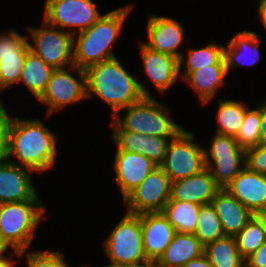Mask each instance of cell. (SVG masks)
Masks as SVG:
<instances>
[{
  "label": "cell",
  "instance_id": "cell-38",
  "mask_svg": "<svg viewBox=\"0 0 266 267\" xmlns=\"http://www.w3.org/2000/svg\"><path fill=\"white\" fill-rule=\"evenodd\" d=\"M260 117H261V126H260V143L266 144V101L260 105Z\"/></svg>",
  "mask_w": 266,
  "mask_h": 267
},
{
  "label": "cell",
  "instance_id": "cell-19",
  "mask_svg": "<svg viewBox=\"0 0 266 267\" xmlns=\"http://www.w3.org/2000/svg\"><path fill=\"white\" fill-rule=\"evenodd\" d=\"M221 188L208 168L190 177L171 182L170 200L204 205L211 203Z\"/></svg>",
  "mask_w": 266,
  "mask_h": 267
},
{
  "label": "cell",
  "instance_id": "cell-15",
  "mask_svg": "<svg viewBox=\"0 0 266 267\" xmlns=\"http://www.w3.org/2000/svg\"><path fill=\"white\" fill-rule=\"evenodd\" d=\"M113 167L124 200L157 166L141 154L116 151Z\"/></svg>",
  "mask_w": 266,
  "mask_h": 267
},
{
  "label": "cell",
  "instance_id": "cell-5",
  "mask_svg": "<svg viewBox=\"0 0 266 267\" xmlns=\"http://www.w3.org/2000/svg\"><path fill=\"white\" fill-rule=\"evenodd\" d=\"M41 200L0 204V235L19 257L32 244L38 223L43 220Z\"/></svg>",
  "mask_w": 266,
  "mask_h": 267
},
{
  "label": "cell",
  "instance_id": "cell-10",
  "mask_svg": "<svg viewBox=\"0 0 266 267\" xmlns=\"http://www.w3.org/2000/svg\"><path fill=\"white\" fill-rule=\"evenodd\" d=\"M44 13L47 23L62 30L68 27L65 31L73 35L90 28L102 16L92 0H45Z\"/></svg>",
  "mask_w": 266,
  "mask_h": 267
},
{
  "label": "cell",
  "instance_id": "cell-35",
  "mask_svg": "<svg viewBox=\"0 0 266 267\" xmlns=\"http://www.w3.org/2000/svg\"><path fill=\"white\" fill-rule=\"evenodd\" d=\"M28 36H21L15 29L0 34V56L16 55V52H28Z\"/></svg>",
  "mask_w": 266,
  "mask_h": 267
},
{
  "label": "cell",
  "instance_id": "cell-34",
  "mask_svg": "<svg viewBox=\"0 0 266 267\" xmlns=\"http://www.w3.org/2000/svg\"><path fill=\"white\" fill-rule=\"evenodd\" d=\"M25 254L27 267H69L59 251L39 250L38 252L20 251L19 256Z\"/></svg>",
  "mask_w": 266,
  "mask_h": 267
},
{
  "label": "cell",
  "instance_id": "cell-4",
  "mask_svg": "<svg viewBox=\"0 0 266 267\" xmlns=\"http://www.w3.org/2000/svg\"><path fill=\"white\" fill-rule=\"evenodd\" d=\"M123 109L127 113L121 118L119 112ZM168 109L152 96L143 97L140 101L120 109L113 116L110 126L113 130L136 132L151 137H176L184 127L169 118Z\"/></svg>",
  "mask_w": 266,
  "mask_h": 267
},
{
  "label": "cell",
  "instance_id": "cell-44",
  "mask_svg": "<svg viewBox=\"0 0 266 267\" xmlns=\"http://www.w3.org/2000/svg\"><path fill=\"white\" fill-rule=\"evenodd\" d=\"M10 119H11V116L7 114V111L4 108L2 100H0V121H10Z\"/></svg>",
  "mask_w": 266,
  "mask_h": 267
},
{
  "label": "cell",
  "instance_id": "cell-16",
  "mask_svg": "<svg viewBox=\"0 0 266 267\" xmlns=\"http://www.w3.org/2000/svg\"><path fill=\"white\" fill-rule=\"evenodd\" d=\"M143 250L147 259L157 261L171 243L176 230L163 212L140 214Z\"/></svg>",
  "mask_w": 266,
  "mask_h": 267
},
{
  "label": "cell",
  "instance_id": "cell-43",
  "mask_svg": "<svg viewBox=\"0 0 266 267\" xmlns=\"http://www.w3.org/2000/svg\"><path fill=\"white\" fill-rule=\"evenodd\" d=\"M121 267H159L157 262L155 260H150L147 259L143 262L140 263H134V264H130V265H124Z\"/></svg>",
  "mask_w": 266,
  "mask_h": 267
},
{
  "label": "cell",
  "instance_id": "cell-18",
  "mask_svg": "<svg viewBox=\"0 0 266 267\" xmlns=\"http://www.w3.org/2000/svg\"><path fill=\"white\" fill-rule=\"evenodd\" d=\"M112 138L117 145V151L141 154L156 166H161L166 158L169 142L175 137H151L136 132L113 130Z\"/></svg>",
  "mask_w": 266,
  "mask_h": 267
},
{
  "label": "cell",
  "instance_id": "cell-33",
  "mask_svg": "<svg viewBox=\"0 0 266 267\" xmlns=\"http://www.w3.org/2000/svg\"><path fill=\"white\" fill-rule=\"evenodd\" d=\"M27 52L0 56V91L19 83Z\"/></svg>",
  "mask_w": 266,
  "mask_h": 267
},
{
  "label": "cell",
  "instance_id": "cell-41",
  "mask_svg": "<svg viewBox=\"0 0 266 267\" xmlns=\"http://www.w3.org/2000/svg\"><path fill=\"white\" fill-rule=\"evenodd\" d=\"M258 14L260 16L263 27L266 29V0H262L259 2Z\"/></svg>",
  "mask_w": 266,
  "mask_h": 267
},
{
  "label": "cell",
  "instance_id": "cell-40",
  "mask_svg": "<svg viewBox=\"0 0 266 267\" xmlns=\"http://www.w3.org/2000/svg\"><path fill=\"white\" fill-rule=\"evenodd\" d=\"M9 159V143H0V166L8 163Z\"/></svg>",
  "mask_w": 266,
  "mask_h": 267
},
{
  "label": "cell",
  "instance_id": "cell-9",
  "mask_svg": "<svg viewBox=\"0 0 266 267\" xmlns=\"http://www.w3.org/2000/svg\"><path fill=\"white\" fill-rule=\"evenodd\" d=\"M41 28H30L33 44L28 41L30 50L54 69L66 68L73 62L74 35L50 25L45 20Z\"/></svg>",
  "mask_w": 266,
  "mask_h": 267
},
{
  "label": "cell",
  "instance_id": "cell-13",
  "mask_svg": "<svg viewBox=\"0 0 266 267\" xmlns=\"http://www.w3.org/2000/svg\"><path fill=\"white\" fill-rule=\"evenodd\" d=\"M148 42H143L150 49L171 55L178 59L183 55L177 49L184 40V28L175 19L151 15L147 23Z\"/></svg>",
  "mask_w": 266,
  "mask_h": 267
},
{
  "label": "cell",
  "instance_id": "cell-25",
  "mask_svg": "<svg viewBox=\"0 0 266 267\" xmlns=\"http://www.w3.org/2000/svg\"><path fill=\"white\" fill-rule=\"evenodd\" d=\"M54 70V68L29 50L24 61L19 82L22 81L30 92L39 99L45 91Z\"/></svg>",
  "mask_w": 266,
  "mask_h": 267
},
{
  "label": "cell",
  "instance_id": "cell-14",
  "mask_svg": "<svg viewBox=\"0 0 266 267\" xmlns=\"http://www.w3.org/2000/svg\"><path fill=\"white\" fill-rule=\"evenodd\" d=\"M32 169L8 162L0 166V204L39 200L31 180Z\"/></svg>",
  "mask_w": 266,
  "mask_h": 267
},
{
  "label": "cell",
  "instance_id": "cell-27",
  "mask_svg": "<svg viewBox=\"0 0 266 267\" xmlns=\"http://www.w3.org/2000/svg\"><path fill=\"white\" fill-rule=\"evenodd\" d=\"M211 43V44H210ZM205 47L200 49H189L185 58L184 54L180 60L181 79H185L191 72L197 71L200 68L209 67L212 64H225L224 45L210 42ZM186 62L184 72L181 73L182 64Z\"/></svg>",
  "mask_w": 266,
  "mask_h": 267
},
{
  "label": "cell",
  "instance_id": "cell-30",
  "mask_svg": "<svg viewBox=\"0 0 266 267\" xmlns=\"http://www.w3.org/2000/svg\"><path fill=\"white\" fill-rule=\"evenodd\" d=\"M194 235L203 246L225 236L221 221L212 203L200 206Z\"/></svg>",
  "mask_w": 266,
  "mask_h": 267
},
{
  "label": "cell",
  "instance_id": "cell-17",
  "mask_svg": "<svg viewBox=\"0 0 266 267\" xmlns=\"http://www.w3.org/2000/svg\"><path fill=\"white\" fill-rule=\"evenodd\" d=\"M144 72L162 94L180 78V60L168 54L154 51L140 43Z\"/></svg>",
  "mask_w": 266,
  "mask_h": 267
},
{
  "label": "cell",
  "instance_id": "cell-2",
  "mask_svg": "<svg viewBox=\"0 0 266 267\" xmlns=\"http://www.w3.org/2000/svg\"><path fill=\"white\" fill-rule=\"evenodd\" d=\"M85 73L87 99L95 94L112 108L113 116L143 97H150L143 83L129 74L117 58L92 65Z\"/></svg>",
  "mask_w": 266,
  "mask_h": 267
},
{
  "label": "cell",
  "instance_id": "cell-36",
  "mask_svg": "<svg viewBox=\"0 0 266 267\" xmlns=\"http://www.w3.org/2000/svg\"><path fill=\"white\" fill-rule=\"evenodd\" d=\"M246 167L254 172L266 174V144L245 150Z\"/></svg>",
  "mask_w": 266,
  "mask_h": 267
},
{
  "label": "cell",
  "instance_id": "cell-32",
  "mask_svg": "<svg viewBox=\"0 0 266 267\" xmlns=\"http://www.w3.org/2000/svg\"><path fill=\"white\" fill-rule=\"evenodd\" d=\"M260 105L256 109H246L244 121L234 137L240 148L247 150L260 144Z\"/></svg>",
  "mask_w": 266,
  "mask_h": 267
},
{
  "label": "cell",
  "instance_id": "cell-42",
  "mask_svg": "<svg viewBox=\"0 0 266 267\" xmlns=\"http://www.w3.org/2000/svg\"><path fill=\"white\" fill-rule=\"evenodd\" d=\"M9 121H0V143H8L7 129Z\"/></svg>",
  "mask_w": 266,
  "mask_h": 267
},
{
  "label": "cell",
  "instance_id": "cell-3",
  "mask_svg": "<svg viewBox=\"0 0 266 267\" xmlns=\"http://www.w3.org/2000/svg\"><path fill=\"white\" fill-rule=\"evenodd\" d=\"M132 6L127 5L103 14L90 28L74 35L73 62L86 70L102 61L116 58L112 46ZM77 38V39H76Z\"/></svg>",
  "mask_w": 266,
  "mask_h": 267
},
{
  "label": "cell",
  "instance_id": "cell-29",
  "mask_svg": "<svg viewBox=\"0 0 266 267\" xmlns=\"http://www.w3.org/2000/svg\"><path fill=\"white\" fill-rule=\"evenodd\" d=\"M216 121L219 127L216 133L235 137L244 121V115L248 106L242 102L233 100H219Z\"/></svg>",
  "mask_w": 266,
  "mask_h": 267
},
{
  "label": "cell",
  "instance_id": "cell-21",
  "mask_svg": "<svg viewBox=\"0 0 266 267\" xmlns=\"http://www.w3.org/2000/svg\"><path fill=\"white\" fill-rule=\"evenodd\" d=\"M225 236H236L254 214L226 189H220L211 201Z\"/></svg>",
  "mask_w": 266,
  "mask_h": 267
},
{
  "label": "cell",
  "instance_id": "cell-46",
  "mask_svg": "<svg viewBox=\"0 0 266 267\" xmlns=\"http://www.w3.org/2000/svg\"><path fill=\"white\" fill-rule=\"evenodd\" d=\"M14 263L13 260L8 258L0 259V267H14Z\"/></svg>",
  "mask_w": 266,
  "mask_h": 267
},
{
  "label": "cell",
  "instance_id": "cell-26",
  "mask_svg": "<svg viewBox=\"0 0 266 267\" xmlns=\"http://www.w3.org/2000/svg\"><path fill=\"white\" fill-rule=\"evenodd\" d=\"M205 256L213 267H244L234 236H224L204 246Z\"/></svg>",
  "mask_w": 266,
  "mask_h": 267
},
{
  "label": "cell",
  "instance_id": "cell-49",
  "mask_svg": "<svg viewBox=\"0 0 266 267\" xmlns=\"http://www.w3.org/2000/svg\"><path fill=\"white\" fill-rule=\"evenodd\" d=\"M80 267H90L89 265L88 266H80ZM103 267H109V265H106V266H103Z\"/></svg>",
  "mask_w": 266,
  "mask_h": 267
},
{
  "label": "cell",
  "instance_id": "cell-37",
  "mask_svg": "<svg viewBox=\"0 0 266 267\" xmlns=\"http://www.w3.org/2000/svg\"><path fill=\"white\" fill-rule=\"evenodd\" d=\"M244 261L245 267H266V241Z\"/></svg>",
  "mask_w": 266,
  "mask_h": 267
},
{
  "label": "cell",
  "instance_id": "cell-39",
  "mask_svg": "<svg viewBox=\"0 0 266 267\" xmlns=\"http://www.w3.org/2000/svg\"><path fill=\"white\" fill-rule=\"evenodd\" d=\"M182 267H213V265L210 263L209 259L203 253L201 256L193 260H190Z\"/></svg>",
  "mask_w": 266,
  "mask_h": 267
},
{
  "label": "cell",
  "instance_id": "cell-23",
  "mask_svg": "<svg viewBox=\"0 0 266 267\" xmlns=\"http://www.w3.org/2000/svg\"><path fill=\"white\" fill-rule=\"evenodd\" d=\"M204 246L194 233L176 232L171 243L156 261L159 267H182L190 260L198 258Z\"/></svg>",
  "mask_w": 266,
  "mask_h": 267
},
{
  "label": "cell",
  "instance_id": "cell-1",
  "mask_svg": "<svg viewBox=\"0 0 266 267\" xmlns=\"http://www.w3.org/2000/svg\"><path fill=\"white\" fill-rule=\"evenodd\" d=\"M7 138L9 156L16 157L18 161L10 159V162L38 173H43L54 167L58 154L57 138L41 120L11 117Z\"/></svg>",
  "mask_w": 266,
  "mask_h": 267
},
{
  "label": "cell",
  "instance_id": "cell-28",
  "mask_svg": "<svg viewBox=\"0 0 266 267\" xmlns=\"http://www.w3.org/2000/svg\"><path fill=\"white\" fill-rule=\"evenodd\" d=\"M200 205L169 200L163 209L168 222L179 233H195Z\"/></svg>",
  "mask_w": 266,
  "mask_h": 267
},
{
  "label": "cell",
  "instance_id": "cell-45",
  "mask_svg": "<svg viewBox=\"0 0 266 267\" xmlns=\"http://www.w3.org/2000/svg\"><path fill=\"white\" fill-rule=\"evenodd\" d=\"M9 247L11 248L0 235V259L5 258L4 252H6Z\"/></svg>",
  "mask_w": 266,
  "mask_h": 267
},
{
  "label": "cell",
  "instance_id": "cell-6",
  "mask_svg": "<svg viewBox=\"0 0 266 267\" xmlns=\"http://www.w3.org/2000/svg\"><path fill=\"white\" fill-rule=\"evenodd\" d=\"M104 250L111 263L121 267L147 260L143 250L140 216L126 212L104 242Z\"/></svg>",
  "mask_w": 266,
  "mask_h": 267
},
{
  "label": "cell",
  "instance_id": "cell-12",
  "mask_svg": "<svg viewBox=\"0 0 266 267\" xmlns=\"http://www.w3.org/2000/svg\"><path fill=\"white\" fill-rule=\"evenodd\" d=\"M77 72L80 80L66 68L55 69L42 96L38 99L48 106L47 114L60 112L61 108L87 98L85 70L76 65L69 67Z\"/></svg>",
  "mask_w": 266,
  "mask_h": 267
},
{
  "label": "cell",
  "instance_id": "cell-22",
  "mask_svg": "<svg viewBox=\"0 0 266 267\" xmlns=\"http://www.w3.org/2000/svg\"><path fill=\"white\" fill-rule=\"evenodd\" d=\"M259 41L260 38L255 32L246 30L238 32L230 39L224 47V59L228 74L234 67H241L240 64L254 65L260 60Z\"/></svg>",
  "mask_w": 266,
  "mask_h": 267
},
{
  "label": "cell",
  "instance_id": "cell-48",
  "mask_svg": "<svg viewBox=\"0 0 266 267\" xmlns=\"http://www.w3.org/2000/svg\"><path fill=\"white\" fill-rule=\"evenodd\" d=\"M254 216H266V202Z\"/></svg>",
  "mask_w": 266,
  "mask_h": 267
},
{
  "label": "cell",
  "instance_id": "cell-47",
  "mask_svg": "<svg viewBox=\"0 0 266 267\" xmlns=\"http://www.w3.org/2000/svg\"><path fill=\"white\" fill-rule=\"evenodd\" d=\"M259 221L260 223L262 224V227H263V231L265 233V236H266V216H255Z\"/></svg>",
  "mask_w": 266,
  "mask_h": 267
},
{
  "label": "cell",
  "instance_id": "cell-20",
  "mask_svg": "<svg viewBox=\"0 0 266 267\" xmlns=\"http://www.w3.org/2000/svg\"><path fill=\"white\" fill-rule=\"evenodd\" d=\"M224 189L255 214L266 202V174L245 167Z\"/></svg>",
  "mask_w": 266,
  "mask_h": 267
},
{
  "label": "cell",
  "instance_id": "cell-8",
  "mask_svg": "<svg viewBox=\"0 0 266 267\" xmlns=\"http://www.w3.org/2000/svg\"><path fill=\"white\" fill-rule=\"evenodd\" d=\"M210 148H205L206 168L215 183L224 189L246 167L245 150L234 137L215 133Z\"/></svg>",
  "mask_w": 266,
  "mask_h": 267
},
{
  "label": "cell",
  "instance_id": "cell-31",
  "mask_svg": "<svg viewBox=\"0 0 266 267\" xmlns=\"http://www.w3.org/2000/svg\"><path fill=\"white\" fill-rule=\"evenodd\" d=\"M235 239L239 253L245 260L266 241V236L262 224L253 216L235 236Z\"/></svg>",
  "mask_w": 266,
  "mask_h": 267
},
{
  "label": "cell",
  "instance_id": "cell-24",
  "mask_svg": "<svg viewBox=\"0 0 266 267\" xmlns=\"http://www.w3.org/2000/svg\"><path fill=\"white\" fill-rule=\"evenodd\" d=\"M225 64H212L191 72L184 81L198 94L201 103L207 104L227 77Z\"/></svg>",
  "mask_w": 266,
  "mask_h": 267
},
{
  "label": "cell",
  "instance_id": "cell-7",
  "mask_svg": "<svg viewBox=\"0 0 266 267\" xmlns=\"http://www.w3.org/2000/svg\"><path fill=\"white\" fill-rule=\"evenodd\" d=\"M204 149V146L195 143L194 134L186 129L171 139L161 165L170 181L184 179L206 169Z\"/></svg>",
  "mask_w": 266,
  "mask_h": 267
},
{
  "label": "cell",
  "instance_id": "cell-11",
  "mask_svg": "<svg viewBox=\"0 0 266 267\" xmlns=\"http://www.w3.org/2000/svg\"><path fill=\"white\" fill-rule=\"evenodd\" d=\"M171 181L161 166H157L123 200L128 213L162 212L170 200Z\"/></svg>",
  "mask_w": 266,
  "mask_h": 267
}]
</instances>
